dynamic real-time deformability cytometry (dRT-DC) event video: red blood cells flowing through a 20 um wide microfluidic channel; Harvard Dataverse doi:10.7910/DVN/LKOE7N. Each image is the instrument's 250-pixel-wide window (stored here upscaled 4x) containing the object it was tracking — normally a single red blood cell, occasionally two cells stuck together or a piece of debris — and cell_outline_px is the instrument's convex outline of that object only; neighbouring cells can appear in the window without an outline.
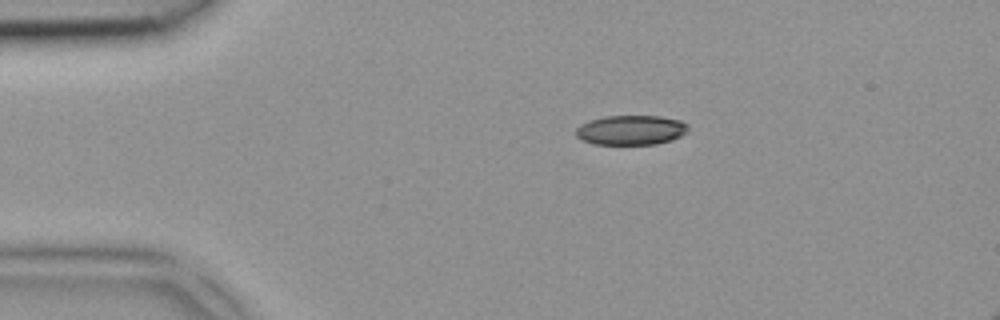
{"species": "common noctule bat (a hibernating species)", "species_latin": "Nyctalus noctula", "temperature_condition": "room temperature", "stored_images_in_passage": 6, "camera_frame_rate_fps": 3000, "um_per_image_px": 0.085, "animal": {"sex": "female", "body_mass_g": 18.4}, "frame": {"image": 1, "passage_image": 6, "time_ms": 1.667, "image_size_px": [1000, 320], "cell_outline_px": [[688, 132], [672, 140], [656, 144], [592, 144], [580, 140], [576, 136], [576, 128], [580, 124], [604, 116], [660, 116], [680, 120], [688, 124]], "centroid_in_image_um": [53.63, 11.06], "position_along_channel_um": 31.4, "area_um2": 19.54}}